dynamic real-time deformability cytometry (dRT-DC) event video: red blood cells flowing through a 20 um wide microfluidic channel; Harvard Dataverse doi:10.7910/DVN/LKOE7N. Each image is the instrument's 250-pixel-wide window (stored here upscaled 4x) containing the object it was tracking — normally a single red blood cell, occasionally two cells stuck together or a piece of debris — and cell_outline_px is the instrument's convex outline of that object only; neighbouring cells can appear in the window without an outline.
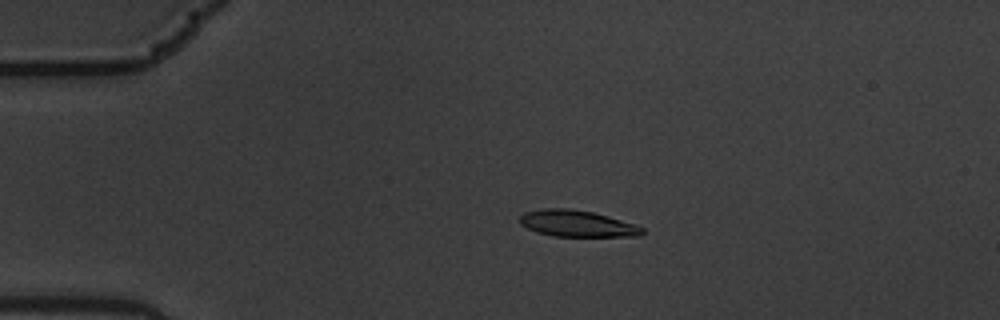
{"species": "common noctule bat (a hibernating species)", "species_latin": "Nyctalus noctula", "temperature_condition": "warm", "stored_images_in_passage": 6, "camera_frame_rate_fps": 3000, "um_per_image_px": 0.085, "animal": {"sex": "male", "body_mass_g": 19.5, "forearm_length_mm": 54.6}, "frame": {"image": 1, "passage_image": 4, "time_ms": 1.0, "image_size_px": [1000, 320], "cell_outline_px": [[644, 232], [640, 236], [552, 236], [536, 232], [520, 224], [520, 216], [524, 212], [544, 208], [568, 208], [592, 212], [608, 216], [636, 224], [644, 228]], "centroid_in_image_um": [49.05, 19.0], "position_along_channel_um": 35.9, "area_um2": 18.9}}